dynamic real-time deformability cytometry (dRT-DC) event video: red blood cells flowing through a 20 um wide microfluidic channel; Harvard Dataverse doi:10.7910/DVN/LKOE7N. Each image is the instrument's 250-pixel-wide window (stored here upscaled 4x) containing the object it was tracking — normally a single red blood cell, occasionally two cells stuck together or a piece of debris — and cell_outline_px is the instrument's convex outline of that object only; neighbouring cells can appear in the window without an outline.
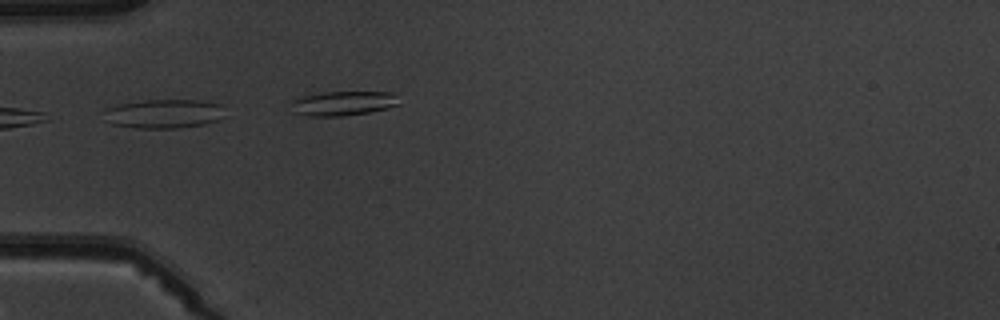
{"species": "common noctule bat (a hibernating species)", "species_latin": "Nyctalus noctula", "temperature_condition": "warm", "stored_images_in_passage": 4, "camera_frame_rate_fps": 3000, "um_per_image_px": 0.085, "animal": {"sex": "male", "body_mass_g": 19.5, "forearm_length_mm": 54.6}, "frame": {"image": 1, "passage_image": 3, "time_ms": 2.333, "image_size_px": [1000, 320], "cell_outline_px": [[220, 120], [204, 124], [176, 128], [136, 128], [112, 124], [108, 108], [120, 104], [144, 100], [200, 100], [220, 104]], "centroid_in_image_um": [13.99, 9.66], "position_along_channel_um": 71.0, "area_um2": 19.71}}